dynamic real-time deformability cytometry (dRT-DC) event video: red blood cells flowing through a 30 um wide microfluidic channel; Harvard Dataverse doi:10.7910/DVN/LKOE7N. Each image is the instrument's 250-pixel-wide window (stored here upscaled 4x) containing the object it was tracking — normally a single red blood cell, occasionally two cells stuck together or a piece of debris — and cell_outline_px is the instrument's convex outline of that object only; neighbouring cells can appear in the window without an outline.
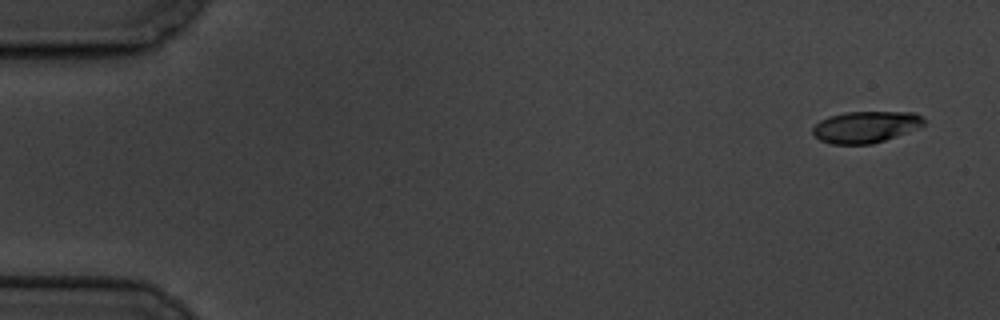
{"species": "common noctule bat (a hibernating species)", "species_latin": "Nyctalus noctula", "temperature_condition": "cold", "stored_images_in_passage": 9, "camera_frame_rate_fps": 3000, "um_per_image_px": 0.085, "animal": {"sex": "male", "body_mass_g": 19.5, "forearm_length_mm": 54.6}, "frame": {"image": 1, "passage_image": 1, "time_ms": 0.0, "image_size_px": [1000, 320], "cell_outline_px": [[924, 124], [896, 136], [872, 144], [832, 144], [820, 140], [812, 132], [812, 128], [820, 120], [828, 116], [844, 112], [916, 112], [924, 120]], "centroid_in_image_um": [73.53, 10.78], "position_along_channel_um": 11.5, "area_um2": 20.23}}
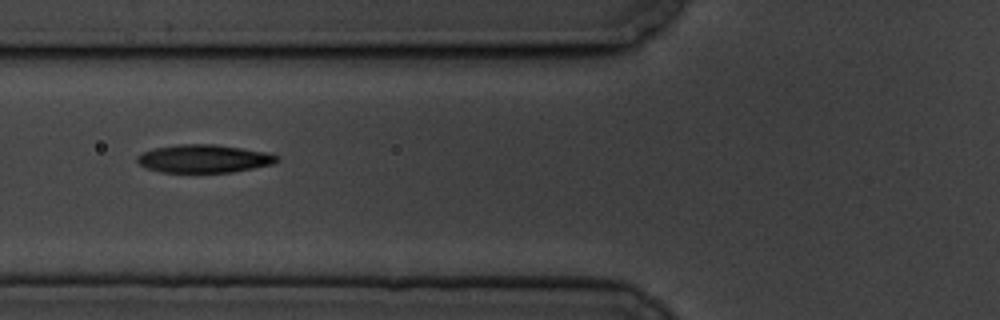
{"frame": {"image": 2, "passage_image": 6, "time_ms": 6.667, "image_size_px": [1000, 320], "cell_outline_px": [[280, 160], [272, 164], [232, 172], [160, 172], [148, 168], [140, 164], [136, 160], [136, 156], [144, 152], [156, 148], [180, 144], [212, 144], [268, 152], [280, 156]], "centroid_in_image_um": [17.36, 13.48], "position_along_channel_um": 108.4, "area_um2": 22.66}}
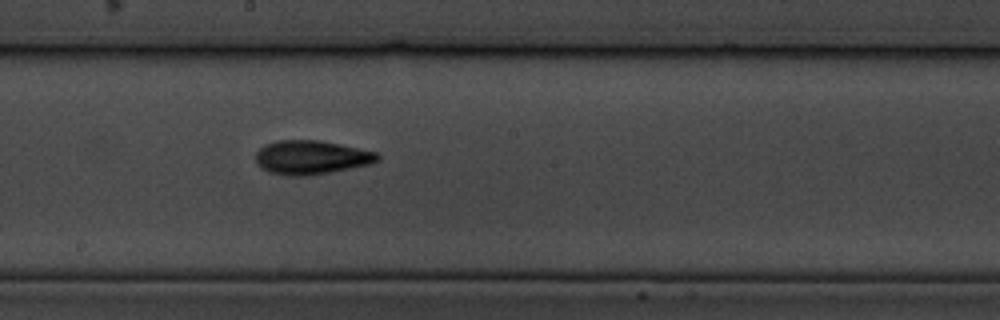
{"frame": {"image": 3, "passage_image": 9, "time_ms": 10.0, "image_size_px": [1000, 320], "cell_outline_px": [[380, 160], [372, 164], [332, 172], [308, 176], [292, 176], [268, 172], [260, 168], [256, 164], [256, 152], [264, 144], [276, 140], [320, 140], [340, 144], [376, 152], [380, 156]], "centroid_in_image_um": [26.45, 13.38], "position_along_channel_um": 221.8, "area_um2": 24.39}}